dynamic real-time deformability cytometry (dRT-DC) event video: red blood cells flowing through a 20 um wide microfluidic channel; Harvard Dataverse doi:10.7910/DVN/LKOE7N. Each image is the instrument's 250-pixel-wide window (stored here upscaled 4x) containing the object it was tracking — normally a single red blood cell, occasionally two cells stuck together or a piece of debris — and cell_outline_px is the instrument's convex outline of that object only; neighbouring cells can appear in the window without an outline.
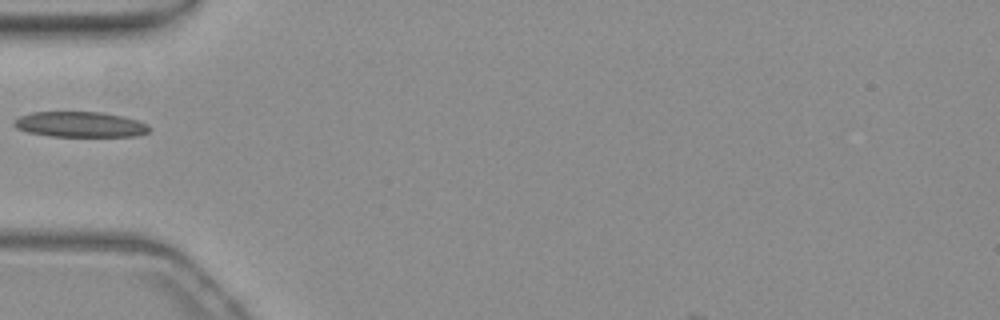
{"species": "common noctule bat (a hibernating species)", "species_latin": "Nyctalus noctula", "temperature_condition": "warm", "stored_images_in_passage": 37, "camera_frame_rate_fps": 3000, "um_per_image_px": 0.085, "animal": {"sex": "female", "body_mass_g": 19.3, "forearm_length_mm": 54.1}, "frame": {"image": 1, "passage_image": 1, "time_ms": 0.0, "image_size_px": [1000, 320], "cell_outline_px": [[152, 128], [148, 132], [136, 136], [48, 136], [28, 132], [16, 128], [12, 124], [20, 116], [32, 112], [100, 112], [124, 116], [148, 124]], "centroid_in_image_um": [6.83, 10.58], "position_along_channel_um": 78.2, "area_um2": 20.06}}
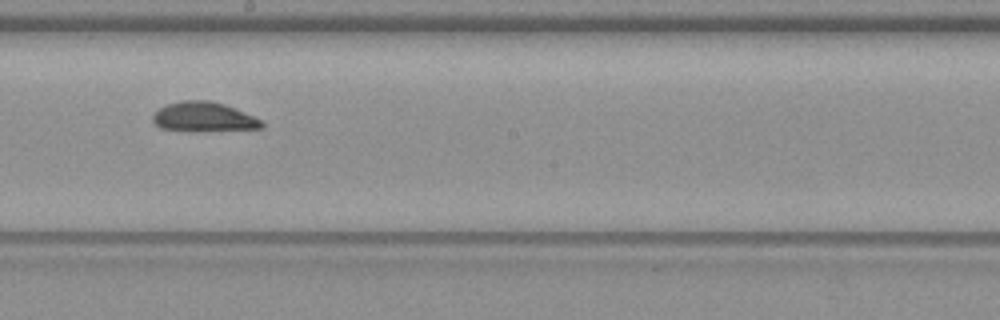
{"frame": {"image": 2, "passage_image": 13, "time_ms": 4.0, "image_size_px": [1000, 320], "cell_outline_px": [[264, 128], [160, 128], [152, 120], [152, 116], [160, 108], [168, 104], [184, 100], [208, 100], [224, 104], [244, 112], [260, 120], [264, 124]], "centroid_in_image_um": [17.29, 9.87], "position_along_channel_um": 230.9, "area_um2": 17.28}}
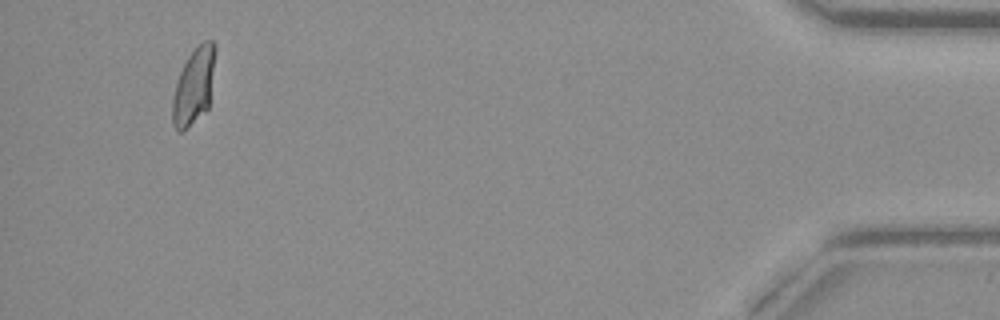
{"frame": {"image": 3, "passage_image": 34, "time_ms": 11.0, "image_size_px": [1000, 320], "cell_outline_px": [[216, 48], [208, 108], [184, 132], [180, 132], [172, 124], [172, 100], [176, 84], [180, 72], [188, 56], [204, 40], [212, 40]], "centroid_in_image_um": [16.46, 7.35], "position_along_channel_um": 418.7, "area_um2": 18.79}}